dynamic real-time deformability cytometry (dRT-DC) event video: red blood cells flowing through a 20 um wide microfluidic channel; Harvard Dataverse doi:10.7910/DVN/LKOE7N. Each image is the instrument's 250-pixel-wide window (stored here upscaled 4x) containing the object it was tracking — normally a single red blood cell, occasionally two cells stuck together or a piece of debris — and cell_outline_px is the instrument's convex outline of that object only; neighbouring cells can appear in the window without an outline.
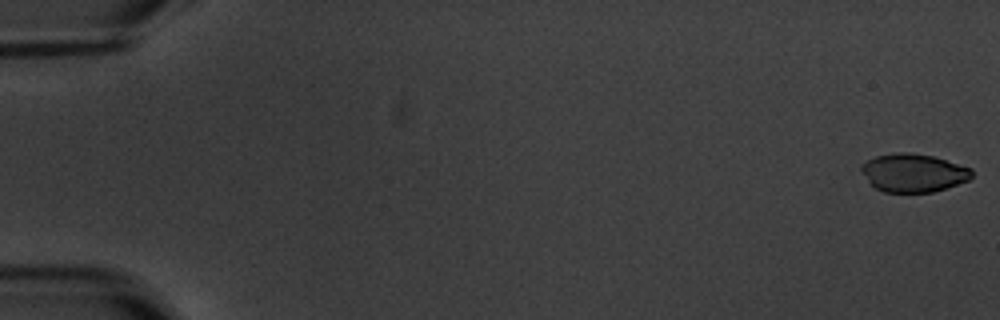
{"species": "common noctule bat (a hibernating species)", "species_latin": "Nyctalus noctula", "temperature_condition": "warm", "stored_images_in_passage": 11, "camera_frame_rate_fps": 3000, "um_per_image_px": 0.085, "animal": {"sex": "male", "body_mass_g": 20.1, "forearm_length_mm": 53.5}, "frame": {"image": 1, "passage_image": 1, "time_ms": 0.0, "image_size_px": [1000, 320], "cell_outline_px": [[972, 176], [968, 180], [932, 192], [884, 192], [876, 188], [868, 180], [860, 168], [868, 160], [876, 156], [892, 152], [912, 152], [932, 156], [972, 168]], "centroid_in_image_um": [77.64, 14.68], "position_along_channel_um": 7.4, "area_um2": 24.33}}
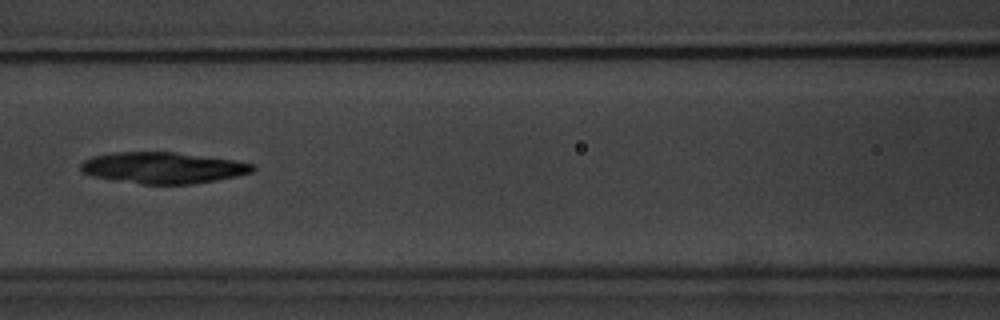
{"frame": {"image": 2, "passage_image": 7, "time_ms": 8.667, "image_size_px": [1000, 320], "cell_outline_px": [[256, 168], [252, 172], [236, 176], [216, 180], [192, 184], [140, 184], [112, 180], [92, 176], [84, 172], [80, 168], [80, 164], [84, 160], [92, 156], [112, 152], [176, 152], [232, 160], [256, 164]], "centroid_in_image_um": [13.84, 14.26], "position_along_channel_um": 152.8, "area_um2": 31.39}}
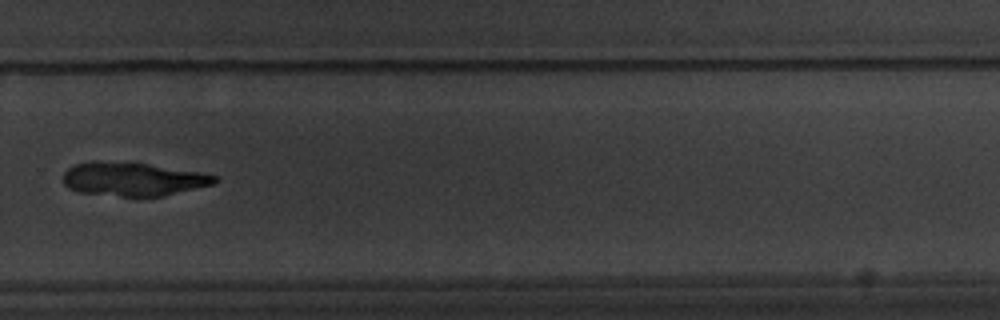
{"frame": {"image": 3, "passage_image": 11, "time_ms": 13.333, "image_size_px": [1000, 320], "cell_outline_px": [[220, 180], [212, 184], [164, 196], [120, 196], [80, 192], [68, 188], [64, 184], [64, 172], [68, 168], [76, 164], [92, 160], [148, 164], [200, 172], [220, 176]], "centroid_in_image_um": [11.31, 15.22], "position_along_channel_um": 318.5, "area_um2": 29.59}}